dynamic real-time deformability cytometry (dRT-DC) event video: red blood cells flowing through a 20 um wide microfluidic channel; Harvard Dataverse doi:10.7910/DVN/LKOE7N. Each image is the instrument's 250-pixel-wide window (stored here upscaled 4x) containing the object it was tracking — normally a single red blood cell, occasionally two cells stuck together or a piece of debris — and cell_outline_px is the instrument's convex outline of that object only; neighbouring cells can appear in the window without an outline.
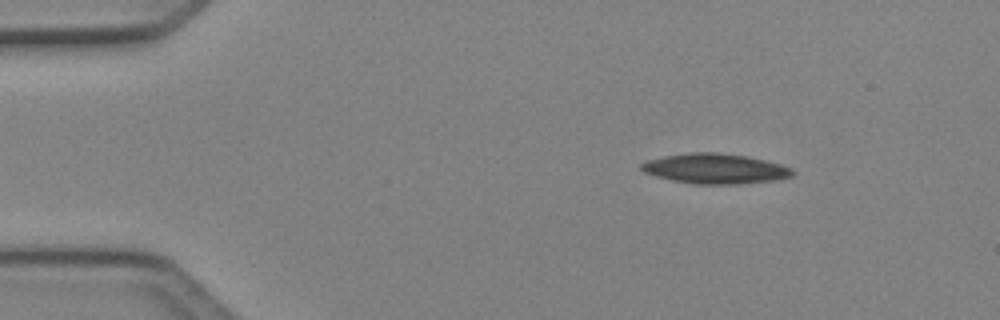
{"species": "Egyptian fruit bat (a non-hibernating species)", "species_latin": "Rousettus aegyptiacus", "temperature_condition": "cold", "stored_images_in_passage": 4, "camera_frame_rate_fps": 3000, "um_per_image_px": 0.085, "animal": {"sex": "female"}, "frame": {"image": 1, "passage_image": 4, "time_ms": 1.0, "image_size_px": [1000, 320], "cell_outline_px": [[796, 172], [792, 176], [780, 180], [740, 184], [696, 184], [672, 180], [656, 176], [644, 172], [640, 168], [640, 164], [648, 160], [664, 156], [688, 152], [720, 152], [744, 156], [764, 160], [780, 164], [792, 168]], "centroid_in_image_um": [60.82, 14.34], "position_along_channel_um": 24.2, "area_um2": 26.65}}